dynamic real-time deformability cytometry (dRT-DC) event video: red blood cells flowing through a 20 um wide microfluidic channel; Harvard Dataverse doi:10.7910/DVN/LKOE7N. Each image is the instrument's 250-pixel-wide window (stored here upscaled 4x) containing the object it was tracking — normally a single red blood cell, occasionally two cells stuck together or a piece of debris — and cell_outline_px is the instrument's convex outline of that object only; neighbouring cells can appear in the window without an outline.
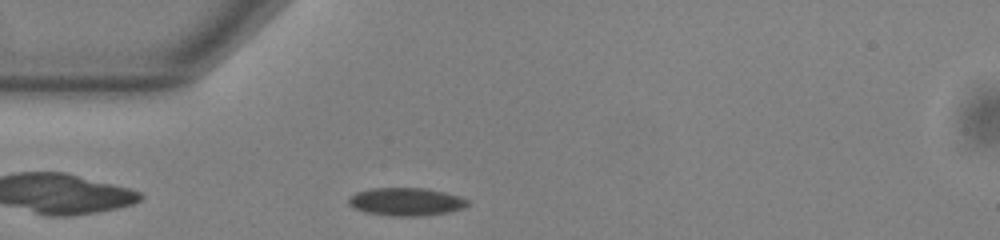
{"species": "common noctule bat (a hibernating species)", "species_latin": "Nyctalus noctula", "temperature_condition": "warm", "stored_images_in_passage": 45, "camera_frame_rate_fps": 3000, "um_per_image_px": 0.085, "animal": {"sex": "male", "body_mass_g": 13.0, "forearm_length_mm": 53.1}, "frame": {"image": 1, "passage_image": 6, "time_ms": 1.667, "image_size_px": [1000, 240], "cell_outline_px": [[468, 204], [464, 208], [448, 212], [424, 216], [392, 216], [364, 212], [348, 204], [348, 196], [356, 192], [372, 188], [424, 188], [444, 192], [460, 196], [468, 200]], "centroid_in_image_um": [34.5, 17.15], "position_along_channel_um": 50.5, "area_um2": 19.48}}
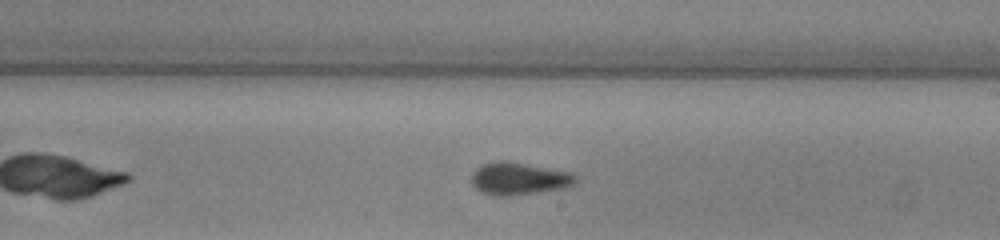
{"frame": {"image": 2, "passage_image": 22, "time_ms": 7.0, "image_size_px": [1000, 240], "cell_outline_px": [[576, 184], [564, 188], [512, 196], [492, 196], [480, 192], [472, 184], [472, 172], [476, 168], [492, 160], [504, 160], [572, 172], [576, 176]], "centroid_in_image_um": [44.09, 15.19], "position_along_channel_um": 244.9, "area_um2": 19.94}}
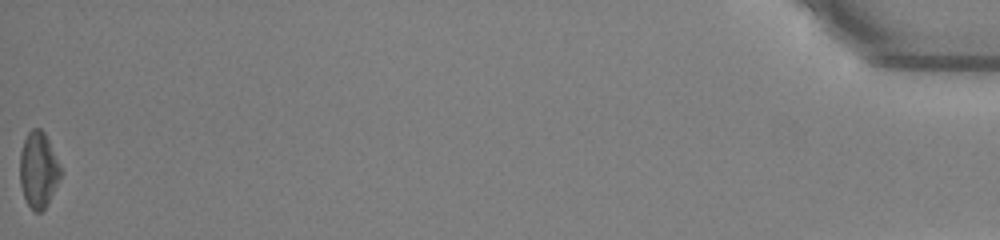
{"frame": {"image": 3, "passage_image": 45, "time_ms": 14.667, "image_size_px": [1000, 240], "cell_outline_px": [[60, 176], [48, 204], [40, 212], [36, 212], [28, 204], [24, 196], [20, 184], [20, 152], [24, 140], [28, 132], [32, 128], [40, 128], [44, 132], [60, 164]], "centroid_in_image_um": [3.25, 14.42], "position_along_channel_um": 431.9, "area_um2": 17.74}, "authors_computed_cell_mechanics": {"area_um2": 18.9006, "velocity_mm_per_s": 3.8234, "shape_relaxation_time_tau1_ms": 4.0754, "shape_relaxation_time_tau2_ms": 3.9245, "deformation_change_tau1": 0.0955, "deformation_change_tau2": 0.0969}}